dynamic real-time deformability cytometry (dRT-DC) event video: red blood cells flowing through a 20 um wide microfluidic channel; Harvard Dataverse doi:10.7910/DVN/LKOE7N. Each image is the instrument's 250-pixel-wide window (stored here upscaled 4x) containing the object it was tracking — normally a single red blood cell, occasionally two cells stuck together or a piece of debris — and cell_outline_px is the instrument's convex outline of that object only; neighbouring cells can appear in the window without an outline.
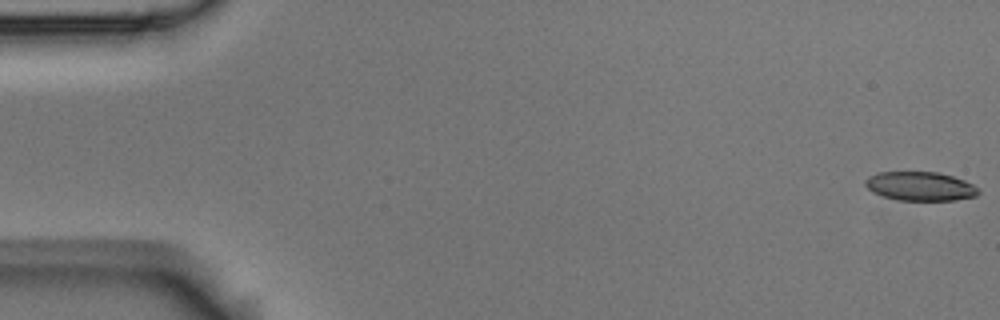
{"species": "Egyptian fruit bat (a non-hibernating species)", "species_latin": "Rousettus aegyptiacus", "temperature_condition": "room temperature", "stored_images_in_passage": 5, "camera_frame_rate_fps": 3000, "um_per_image_px": 0.085, "animal": {"sex": "male"}, "frame": {"image": 1, "passage_image": 1, "time_ms": 0.0, "image_size_px": [1000, 320], "cell_outline_px": [[980, 192], [976, 196], [952, 200], [900, 200], [884, 196], [872, 192], [864, 184], [864, 180], [868, 176], [880, 172], [936, 172], [952, 176], [964, 180], [980, 188]], "centroid_in_image_um": [78.22, 15.82], "position_along_channel_um": 6.8, "area_um2": 19.02}}
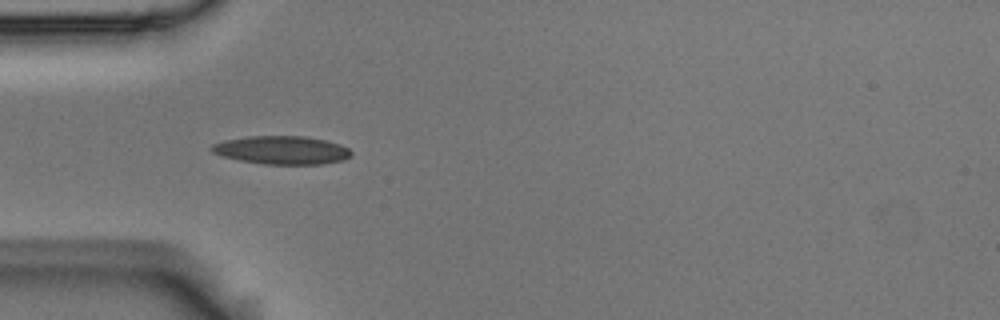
{"frame": {"image": 2, "passage_image": 5, "time_ms": 1.333, "image_size_px": [1000, 320], "cell_outline_px": [[352, 156], [344, 160], [320, 164], [264, 164], [240, 160], [220, 156], [212, 152], [208, 148], [212, 144], [224, 140], [248, 136], [304, 136], [324, 140], [340, 144], [348, 148], [352, 152]], "centroid_in_image_um": [23.93, 12.76], "position_along_channel_um": 61.1, "area_um2": 23.12}}